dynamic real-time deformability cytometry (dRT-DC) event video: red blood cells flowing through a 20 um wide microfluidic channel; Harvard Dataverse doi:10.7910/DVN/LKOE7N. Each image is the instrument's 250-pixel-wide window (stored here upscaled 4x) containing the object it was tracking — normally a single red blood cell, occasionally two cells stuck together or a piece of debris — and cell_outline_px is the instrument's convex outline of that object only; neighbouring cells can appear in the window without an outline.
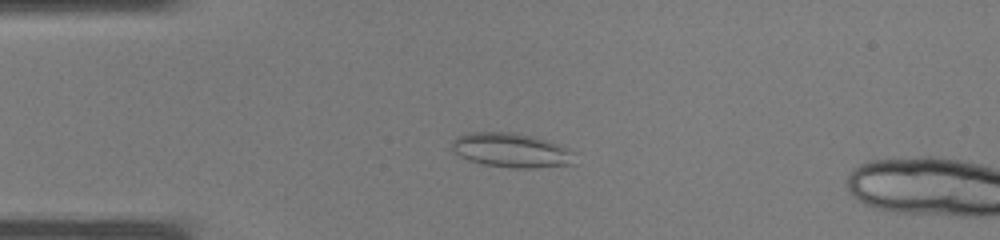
{"species": "common noctule bat (a hibernating species)", "species_latin": "Nyctalus noctula", "temperature_condition": "warm", "stored_images_in_passage": 12, "camera_frame_rate_fps": 3000, "um_per_image_px": 0.085, "animal": {"sex": "male", "body_mass_g": 19.0, "forearm_length_mm": 50.8}, "frame": {"image": 1, "passage_image": 9, "time_ms": 2.667, "image_size_px": [1000, 240], "cell_outline_px": [[576, 164], [536, 168], [512, 168], [480, 164], [468, 160], [452, 152], [452, 140], [456, 136], [468, 132], [512, 132], [532, 136], [560, 144], [576, 152]], "centroid_in_image_um": [43.49, 12.78], "position_along_channel_um": 41.5, "area_um2": 25.2}}